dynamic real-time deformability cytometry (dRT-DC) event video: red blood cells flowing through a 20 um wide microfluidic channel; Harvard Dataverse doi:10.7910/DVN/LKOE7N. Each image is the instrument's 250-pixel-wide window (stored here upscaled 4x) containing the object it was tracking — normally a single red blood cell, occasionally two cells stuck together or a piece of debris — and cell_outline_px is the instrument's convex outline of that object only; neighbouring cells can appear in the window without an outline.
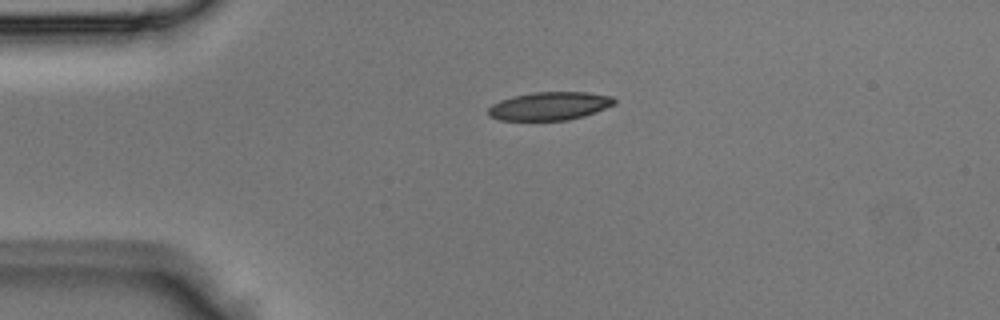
{"species": "Egyptian fruit bat (a non-hibernating species)", "species_latin": "Rousettus aegyptiacus", "temperature_condition": "room temperature", "stored_images_in_passage": 2, "camera_frame_rate_fps": 3000, "um_per_image_px": 0.085, "animal": {"sex": "male"}, "frame": {"image": 1, "passage_image": 1, "time_ms": 0.0, "image_size_px": [1000, 320], "cell_outline_px": [[616, 104], [584, 116], [568, 120], [500, 120], [488, 116], [488, 108], [492, 104], [500, 100], [532, 92], [588, 92], [612, 96], [616, 100]], "centroid_in_image_um": [46.73, 9.01], "position_along_channel_um": 38.3, "area_um2": 20.75}}